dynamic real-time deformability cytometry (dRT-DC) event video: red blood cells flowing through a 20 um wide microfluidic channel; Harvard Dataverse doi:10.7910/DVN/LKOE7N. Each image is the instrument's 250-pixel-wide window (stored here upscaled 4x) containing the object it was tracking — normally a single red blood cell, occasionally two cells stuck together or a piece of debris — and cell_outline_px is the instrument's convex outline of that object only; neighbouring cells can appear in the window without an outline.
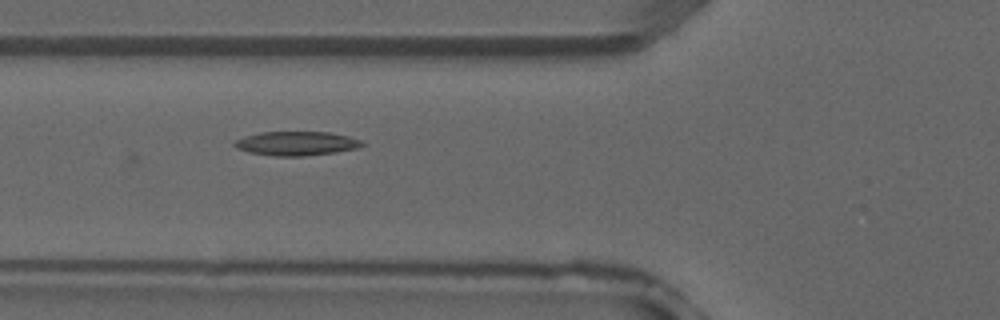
{"species": "common noctule bat (a hibernating species)", "species_latin": "Nyctalus noctula", "temperature_condition": "warm", "stored_images_in_passage": 4, "camera_frame_rate_fps": 3000, "um_per_image_px": 0.085, "animal": {"sex": "male", "forearm_length_mm": 52.5}, "frame": {"image": 1, "passage_image": 4, "time_ms": 1.0, "image_size_px": [1000, 320], "cell_outline_px": [[364, 144], [356, 148], [336, 152], [304, 156], [272, 156], [248, 152], [236, 148], [232, 144], [236, 140], [244, 136], [260, 132], [328, 132], [348, 136], [360, 140]], "centroid_in_image_um": [25.14, 12.19], "position_along_channel_um": 100.7, "area_um2": 17.86}}